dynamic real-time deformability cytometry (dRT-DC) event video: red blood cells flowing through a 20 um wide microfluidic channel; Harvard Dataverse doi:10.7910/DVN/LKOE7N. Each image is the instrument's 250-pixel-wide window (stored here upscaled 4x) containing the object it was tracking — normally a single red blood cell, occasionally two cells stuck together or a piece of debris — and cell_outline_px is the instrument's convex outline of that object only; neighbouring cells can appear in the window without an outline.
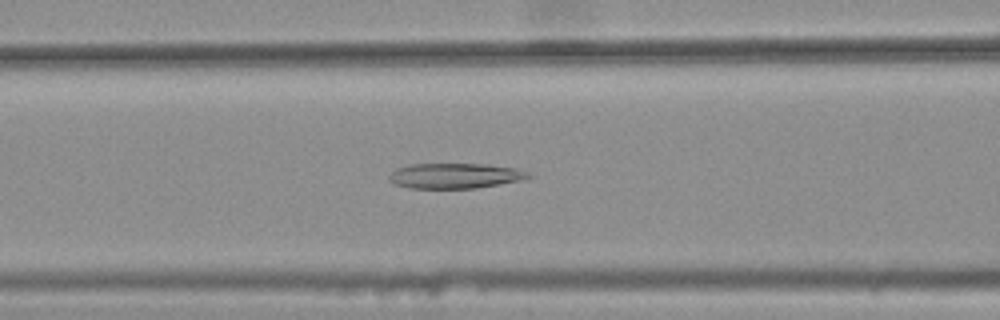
{"species": "common noctule bat (a hibernating species)", "species_latin": "Nyctalus noctula", "temperature_condition": "warm", "stored_images_in_passage": 46, "camera_frame_rate_fps": 3000, "um_per_image_px": 0.085, "animal": {"sex": "female", "body_mass_g": 25.1}, "frame": {"image": 1, "passage_image": 22, "time_ms": 7.0, "image_size_px": [1000, 320], "cell_outline_px": [[532, 176], [520, 180], [476, 188], [408, 188], [396, 184], [388, 180], [388, 176], [396, 168], [412, 164], [488, 164], [512, 168], [528, 172]], "centroid_in_image_um": [38.62, 14.94], "position_along_channel_um": 128.0, "area_um2": 20.29}}
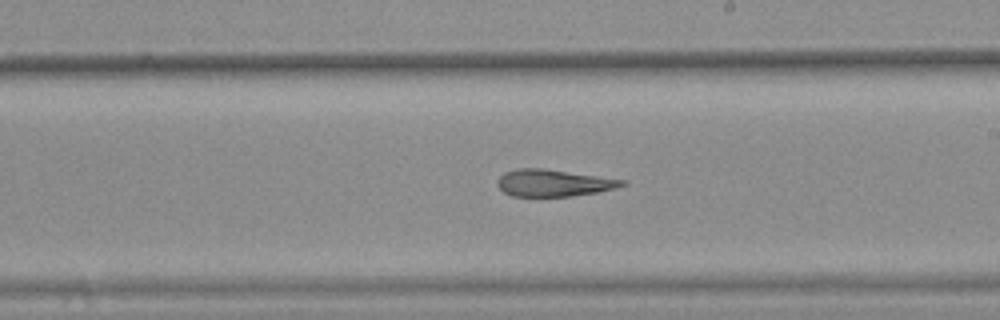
{"frame": {"image": 2, "passage_image": 31, "time_ms": 10.0, "image_size_px": [1000, 320], "cell_outline_px": [[628, 184], [596, 192], [572, 196], [512, 196], [504, 192], [496, 184], [496, 180], [504, 172], [516, 168], [540, 168], [628, 180]], "centroid_in_image_um": [47.02, 15.54], "position_along_channel_um": 242.0, "area_um2": 19.48}}
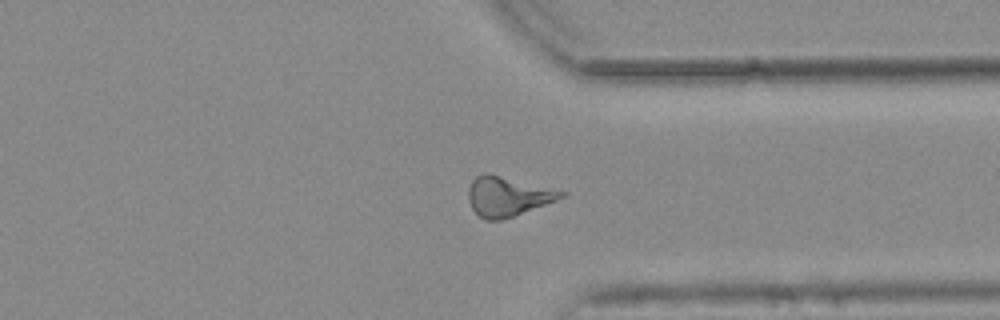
{"frame": {"image": 3, "passage_image": 41, "time_ms": 13.333, "image_size_px": [1000, 320], "cell_outline_px": [[568, 192], [564, 196], [556, 200], [512, 216], [500, 220], [484, 220], [472, 208], [468, 200], [468, 188], [472, 180], [476, 176], [484, 172], [488, 172]], "centroid_in_image_um": [43.11, 16.66], "position_along_channel_um": 368.3, "area_um2": 21.27}, "authors_computed_cell_mechanics": {"area_um2": 21.5594, "velocity_mm_per_s": 3.8095, "shape_relaxation_time_tau1_ms": null, "shape_relaxation_time_tau2_ms": 4.2946, "deformation_change_tau1": null, "deformation_change_tau2": 0.1666}}